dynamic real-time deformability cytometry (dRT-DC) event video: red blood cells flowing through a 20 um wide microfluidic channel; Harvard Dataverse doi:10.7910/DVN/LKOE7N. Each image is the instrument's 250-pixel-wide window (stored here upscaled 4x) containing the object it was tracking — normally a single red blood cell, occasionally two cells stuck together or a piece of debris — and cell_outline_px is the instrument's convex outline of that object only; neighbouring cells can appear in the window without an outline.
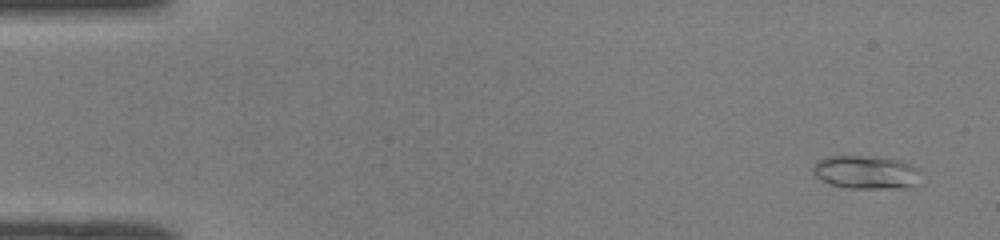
{"species": "common noctule bat (a hibernating species)", "species_latin": "Nyctalus noctula", "temperature_condition": "room temperature", "stored_images_in_passage": 50, "camera_frame_rate_fps": 3000, "um_per_image_px": 0.085, "animal": {"sex": "male", "body_mass_g": 19.0, "forearm_length_mm": 50.8}, "frame": {"image": 1, "passage_image": 3, "time_ms": 0.667, "image_size_px": [1000, 240], "cell_outline_px": [[920, 172], [916, 188], [848, 188], [828, 184], [820, 180], [812, 172], [812, 168], [816, 160], [828, 156], [880, 156], [900, 160], [912, 164], [920, 168]], "centroid_in_image_um": [73.64, 14.64], "position_along_channel_um": 11.4, "area_um2": 21.62}}
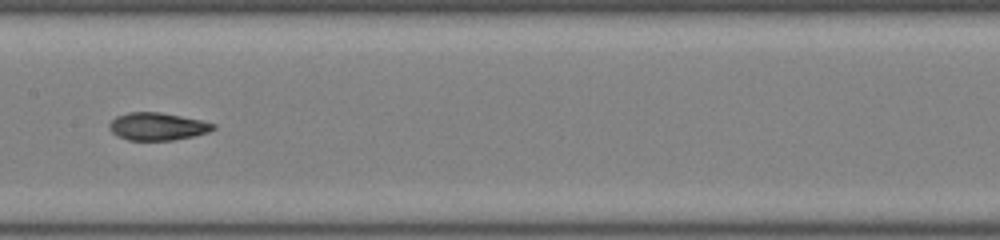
{"frame": {"image": 2, "passage_image": 26, "time_ms": 8.333, "image_size_px": [1000, 240], "cell_outline_px": [[216, 128], [208, 132], [192, 136], [172, 140], [128, 140], [116, 136], [108, 128], [108, 124], [116, 116], [128, 112], [160, 112], [200, 120], [216, 124]], "centroid_in_image_um": [13.34, 10.75], "position_along_channel_um": 194.1, "area_um2": 16.7}}
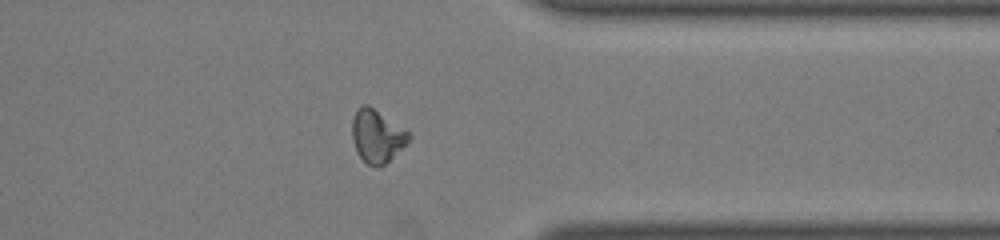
{"frame": {"image": 3, "passage_image": 40, "time_ms": 13.0, "image_size_px": [1000, 240], "cell_outline_px": [[412, 136], [408, 144], [384, 164], [368, 164], [356, 152], [352, 140], [352, 120], [356, 112], [364, 104], [368, 104], [408, 132]], "centroid_in_image_um": [32.05, 11.56], "position_along_channel_um": 379.4, "area_um2": 17.05}, "authors_computed_cell_mechanics": {"area_um2": 17.0221, "velocity_mm_per_s": 4.0899, "shape_relaxation_time_tau1_ms": 3.5598, "shape_relaxation_time_tau2_ms": 0.9713, "deformation_change_tau1": 0.1693, "deformation_change_tau2": 0.0468}}